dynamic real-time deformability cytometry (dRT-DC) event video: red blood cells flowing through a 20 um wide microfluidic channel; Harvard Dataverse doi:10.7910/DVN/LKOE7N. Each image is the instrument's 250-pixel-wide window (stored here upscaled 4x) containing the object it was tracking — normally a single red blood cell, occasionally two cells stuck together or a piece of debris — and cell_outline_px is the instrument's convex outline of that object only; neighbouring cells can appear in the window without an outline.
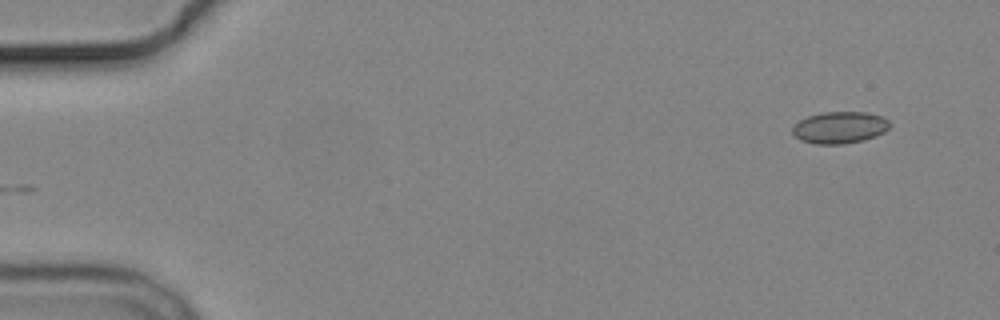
{"species": "common noctule bat (a hibernating species)", "species_latin": "Nyctalus noctula", "temperature_condition": "cold", "stored_images_in_passage": 5, "camera_frame_rate_fps": 3000, "um_per_image_px": 0.085, "animal": {"sex": "male", "body_mass_g": 19.2, "forearm_length_mm": 51.8}, "frame": {"image": 1, "passage_image": 5, "time_ms": 4.667, "image_size_px": [1000, 320], "cell_outline_px": [[892, 124], [884, 132], [876, 136], [864, 140], [844, 144], [816, 144], [800, 140], [792, 132], [792, 128], [800, 120], [808, 116], [824, 112], [868, 112], [880, 116], [888, 120]], "centroid_in_image_um": [71.4, 10.84], "position_along_channel_um": 13.6, "area_um2": 18.03}}